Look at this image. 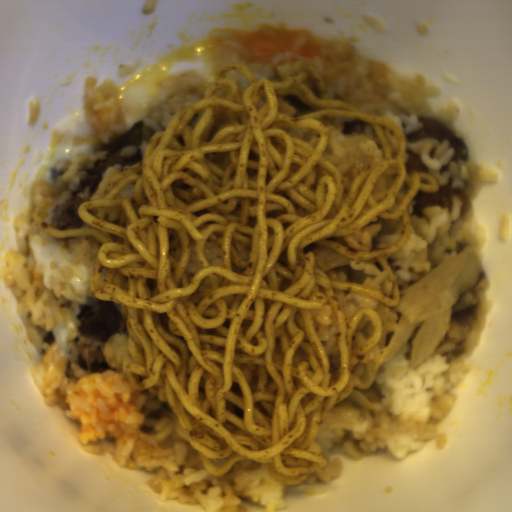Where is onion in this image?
<instances>
[{
  "label": "onion",
  "mask_w": 512,
  "mask_h": 512,
  "mask_svg": "<svg viewBox=\"0 0 512 512\" xmlns=\"http://www.w3.org/2000/svg\"><path fill=\"white\" fill-rule=\"evenodd\" d=\"M303 253H311L315 269L327 272L333 267L353 263L354 258L348 257L318 243L302 247Z\"/></svg>",
  "instance_id": "6bf65262"
},
{
  "label": "onion",
  "mask_w": 512,
  "mask_h": 512,
  "mask_svg": "<svg viewBox=\"0 0 512 512\" xmlns=\"http://www.w3.org/2000/svg\"><path fill=\"white\" fill-rule=\"evenodd\" d=\"M481 266L478 252L467 248L399 291L398 304L390 305L401 315L392 338L376 361H356L349 374L352 390L343 399L374 410L377 400L370 386L382 364L410 341L409 367L431 355L448 330L452 306L474 287Z\"/></svg>",
  "instance_id": "06740285"
}]
</instances>
